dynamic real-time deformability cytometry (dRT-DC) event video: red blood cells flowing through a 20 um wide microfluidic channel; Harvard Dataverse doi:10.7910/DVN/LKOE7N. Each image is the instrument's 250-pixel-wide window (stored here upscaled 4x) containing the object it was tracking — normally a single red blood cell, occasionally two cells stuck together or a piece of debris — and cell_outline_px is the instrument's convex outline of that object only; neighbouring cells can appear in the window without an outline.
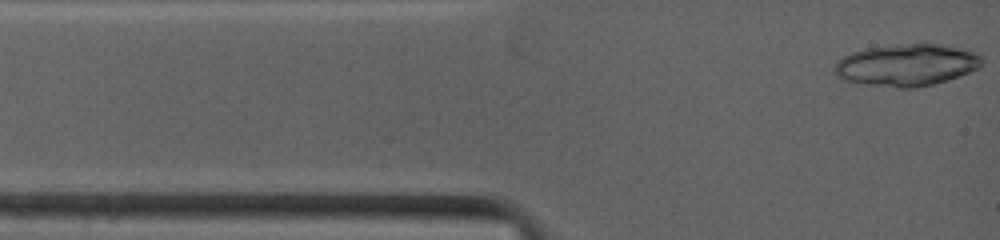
{"species": "common noctule bat (a hibernating species)", "species_latin": "Nyctalus noctula", "temperature_condition": "warm", "stored_images_in_passage": 5, "camera_frame_rate_fps": 4500, "um_per_image_px": 0.085, "animal": {"sex": "female", "body_mass_g": 19.0, "forearm_length_mm": 53.3}, "frame": {"image": 1, "passage_image": 1, "time_ms": 0.0, "image_size_px": [1000, 240], "cell_outline_px": [[980, 64], [976, 68], [960, 76], [948, 80], [932, 84], [912, 88], [900, 88], [868, 84], [844, 80], [836, 76], [832, 72], [832, 68], [844, 56], [852, 52], [868, 48], [908, 44], [936, 44], [960, 48], [976, 52], [980, 56]], "centroid_in_image_um": [77.03, 5.53], "position_along_channel_um": 8.0, "area_um2": 35.49}}